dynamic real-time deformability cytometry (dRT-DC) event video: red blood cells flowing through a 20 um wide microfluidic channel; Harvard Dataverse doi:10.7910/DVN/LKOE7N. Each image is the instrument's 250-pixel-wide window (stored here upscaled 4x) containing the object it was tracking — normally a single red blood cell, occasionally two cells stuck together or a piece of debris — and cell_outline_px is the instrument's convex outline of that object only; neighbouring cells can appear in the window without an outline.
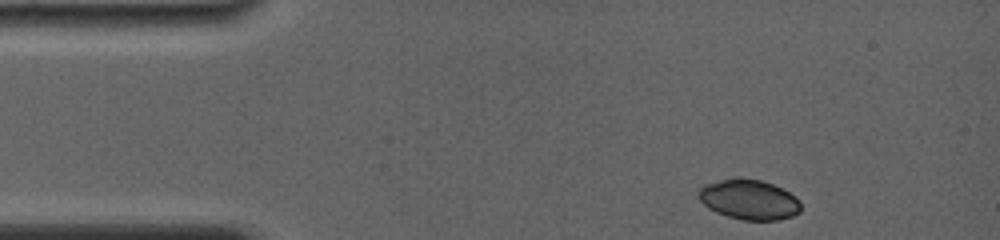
{"species": "common noctule bat (a hibernating species)", "species_latin": "Nyctalus noctula", "temperature_condition": "room temperature", "stored_images_in_passage": 37, "camera_frame_rate_fps": 4000, "um_per_image_px": 0.085, "animal": {"sex": "female", "body_mass_g": 19.0, "forearm_length_mm": 56.7}, "frame": {"image": 1, "passage_image": 1, "time_ms": 0.0, "image_size_px": [1000, 240], "cell_outline_px": [[800, 212], [792, 216], [776, 220], [744, 220], [728, 216], [716, 212], [708, 208], [700, 200], [696, 192], [704, 184], [732, 176], [740, 176], [760, 180], [772, 184], [796, 196], [800, 200]], "centroid_in_image_um": [63.63, 16.93], "position_along_channel_um": 21.4, "area_um2": 24.16}}
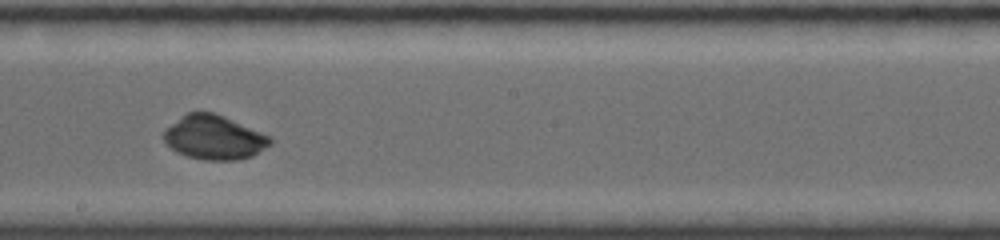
{"frame": {"image": 2, "passage_image": 22, "time_ms": 7.25, "image_size_px": [1000, 240], "cell_outline_px": [[272, 144], [252, 156], [240, 160], [204, 160], [188, 156], [176, 152], [164, 140], [164, 128], [188, 112], [212, 112], [224, 116], [260, 132], [268, 136], [272, 140]], "centroid_in_image_um": [18.19, 11.69], "position_along_channel_um": 230.0, "area_um2": 27.17}}
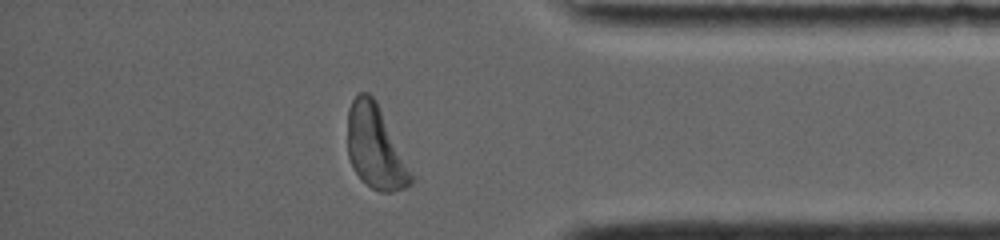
{"frame": {"image": 3, "passage_image": 37, "time_ms": 12.0, "image_size_px": [1000, 240], "cell_outline_px": [[412, 184], [404, 188], [392, 192], [380, 192], [372, 188], [356, 172], [348, 156], [348, 108], [352, 100], [360, 92], [368, 92], [376, 100], [412, 176]], "centroid_in_image_um": [31.87, 12.5], "position_along_channel_um": 403.3, "area_um2": 29.82}, "authors_computed_cell_mechanics": {"area_um2": 26.8192, "velocity_mm_per_s": 3.8322, "shape_relaxation_time_tau1_ms": 5.6902, "shape_relaxation_time_tau2_ms": null, "deformation_change_tau1": 0.3063, "deformation_change_tau2": null}}